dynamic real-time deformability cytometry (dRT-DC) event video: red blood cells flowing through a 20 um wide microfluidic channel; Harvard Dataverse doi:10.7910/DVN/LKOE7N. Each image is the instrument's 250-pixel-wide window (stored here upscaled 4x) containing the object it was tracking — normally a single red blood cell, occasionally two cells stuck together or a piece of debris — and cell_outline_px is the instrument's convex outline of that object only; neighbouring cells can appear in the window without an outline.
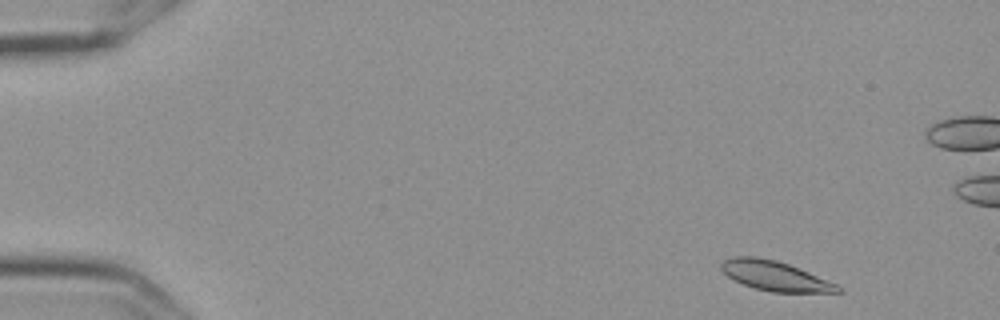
{"species": "Egyptian fruit bat (a non-hibernating species)", "species_latin": "Rousettus aegyptiacus", "temperature_condition": "cold", "stored_images_in_passage": 14, "camera_frame_rate_fps": 3000, "um_per_image_px": 0.085, "frame": {"image": 1, "passage_image": 3, "time_ms": 0.667, "image_size_px": [1000, 320], "cell_outline_px": [[844, 292], [772, 292], [756, 288], [744, 284], [728, 276], [720, 268], [720, 264], [724, 260], [732, 256], [756, 256], [776, 260], [788, 264], [808, 272], [836, 284], [844, 288]], "centroid_in_image_um": [65.87, 23.44], "position_along_channel_um": 19.1, "area_um2": 19.94}}